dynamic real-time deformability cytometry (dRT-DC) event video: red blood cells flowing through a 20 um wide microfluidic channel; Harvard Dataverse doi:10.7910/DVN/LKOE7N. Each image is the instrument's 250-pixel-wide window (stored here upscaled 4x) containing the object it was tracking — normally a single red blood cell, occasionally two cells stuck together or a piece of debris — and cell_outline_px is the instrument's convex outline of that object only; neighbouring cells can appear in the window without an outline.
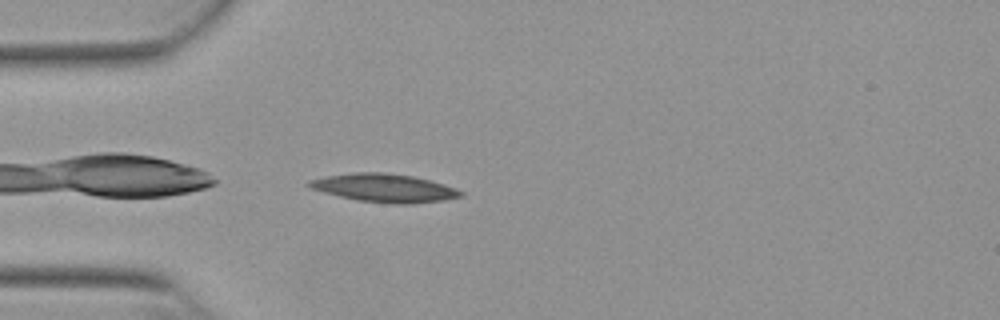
{"species": "Egyptian fruit bat (a non-hibernating species)", "species_latin": "Rousettus aegyptiacus", "temperature_condition": "warm", "stored_images_in_passage": 5, "camera_frame_rate_fps": 3000, "um_per_image_px": 0.085, "animal": {"sex": "female"}, "frame": {"image": 1, "passage_image": 1, "time_ms": 0.0, "image_size_px": [1000, 320], "cell_outline_px": [[464, 196], [444, 200], [412, 204], [400, 204], [356, 200], [308, 188], [308, 180], [324, 176], [352, 172], [384, 172], [412, 176], [444, 184], [456, 188], [464, 192]], "centroid_in_image_um": [32.67, 15.97], "position_along_channel_um": 52.3, "area_um2": 25.03}}
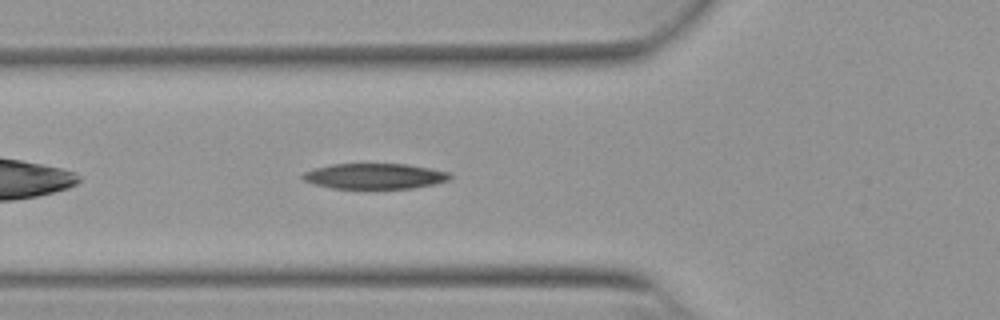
{"frame": {"image": 2, "passage_image": 5, "time_ms": 1.333, "image_size_px": [1000, 320], "cell_outline_px": [[452, 176], [448, 180], [436, 184], [412, 188], [332, 188], [312, 184], [304, 180], [300, 176], [304, 172], [312, 168], [332, 164], [408, 164], [448, 172]], "centroid_in_image_um": [31.81, 14.97], "position_along_channel_um": 94.0, "area_um2": 21.91}}